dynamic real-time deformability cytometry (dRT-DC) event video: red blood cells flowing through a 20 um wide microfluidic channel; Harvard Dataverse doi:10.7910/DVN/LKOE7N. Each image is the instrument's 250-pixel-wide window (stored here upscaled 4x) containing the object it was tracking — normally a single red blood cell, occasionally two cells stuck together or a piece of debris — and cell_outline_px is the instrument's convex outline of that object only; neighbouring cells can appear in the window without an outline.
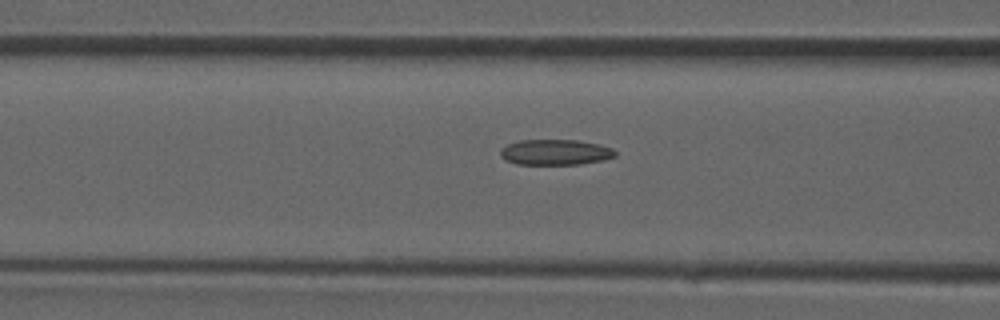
{"species": "common noctule bat (a hibernating species)", "species_latin": "Nyctalus noctula", "temperature_condition": "room temperature", "stored_images_in_passage": 26, "camera_frame_rate_fps": 3000, "um_per_image_px": 0.085, "animal": {"sex": "male", "forearm_length_mm": 52.5}, "frame": {"image": 1, "passage_image": 6, "time_ms": 1.667, "image_size_px": [1000, 320], "cell_outline_px": [[616, 156], [604, 160], [580, 164], [516, 164], [504, 160], [500, 156], [500, 148], [508, 144], [520, 140], [576, 140], [600, 144], [612, 148], [616, 152]], "centroid_in_image_um": [47.19, 12.94], "position_along_channel_um": 119.4, "area_um2": 17.22}}